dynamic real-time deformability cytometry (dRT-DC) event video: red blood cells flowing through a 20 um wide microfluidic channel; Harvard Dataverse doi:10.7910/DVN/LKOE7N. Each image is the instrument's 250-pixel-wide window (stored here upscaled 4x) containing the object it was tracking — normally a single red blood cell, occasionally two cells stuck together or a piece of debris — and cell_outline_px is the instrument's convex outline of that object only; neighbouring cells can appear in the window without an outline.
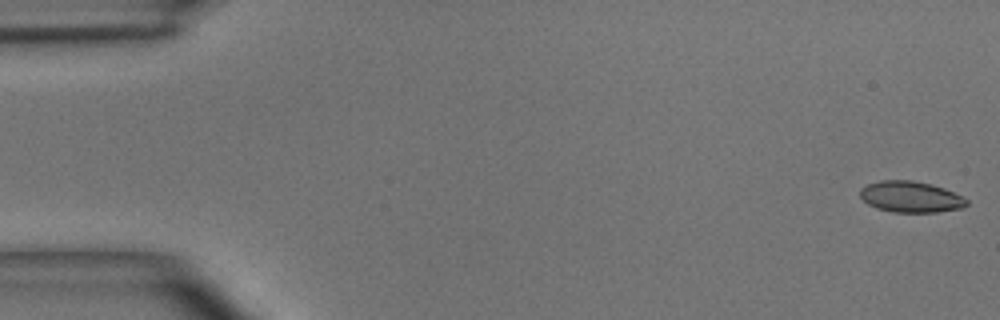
{"species": "common noctule bat (a hibernating species)", "species_latin": "Nyctalus noctula", "temperature_condition": "room temperature", "stored_images_in_passage": 49, "camera_frame_rate_fps": 3000, "um_per_image_px": 0.085, "animal": {"sex": "male", "body_mass_g": 15.6}, "frame": {"image": 1, "passage_image": 1, "time_ms": 0.0, "image_size_px": [1000, 320], "cell_outline_px": [[968, 204], [964, 208], [936, 212], [892, 212], [876, 208], [868, 204], [860, 196], [860, 188], [868, 184], [880, 180], [912, 180], [944, 188], [964, 196], [968, 200]], "centroid_in_image_um": [77.43, 16.73], "position_along_channel_um": 7.6, "area_um2": 19.42}}
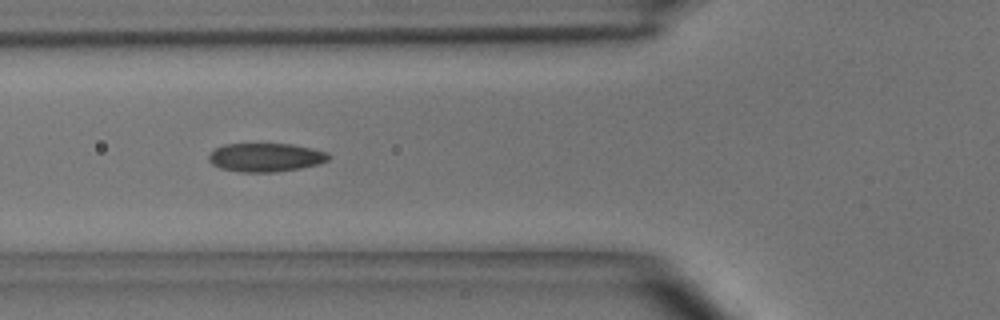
{"frame": {"image": 2, "passage_image": 18, "time_ms": 5.667, "image_size_px": [1000, 320], "cell_outline_px": [[332, 156], [328, 160], [320, 164], [300, 168], [276, 172], [240, 172], [220, 168], [212, 164], [208, 160], [208, 156], [216, 148], [224, 144], [292, 144], [328, 152]], "centroid_in_image_um": [22.6, 13.38], "position_along_channel_um": 103.2, "area_um2": 20.06}}
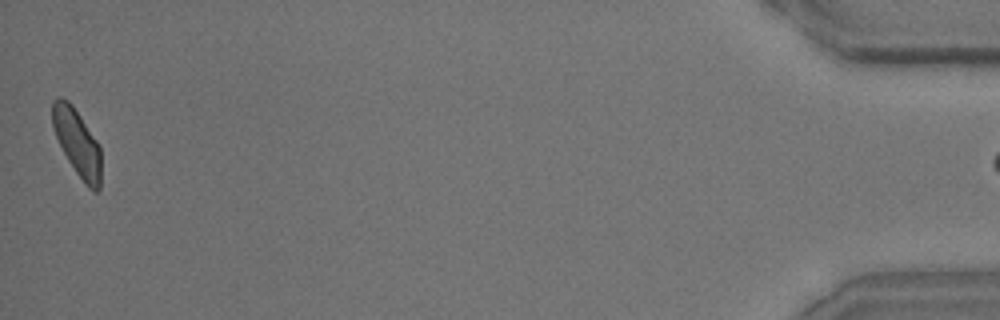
{"frame": {"image": 3, "passage_image": 49, "time_ms": 16.0, "image_size_px": [1000, 320], "cell_outline_px": [[100, 188], [96, 192], [92, 192], [84, 184], [68, 160], [52, 128], [52, 100], [60, 96], [68, 100], [72, 104], [96, 140], [100, 148]], "centroid_in_image_um": [6.55, 12.12], "position_along_channel_um": 428.7, "area_um2": 18.84}, "authors_computed_cell_mechanics": {"area_um2": 19.5364, "velocity_mm_per_s": 4.0373, "shape_relaxation_time_tau1_ms": 5.4007, "shape_relaxation_time_tau2_ms": 1.3681, "deformation_change_tau1": 0.1436, "deformation_change_tau2": 0.0601}}